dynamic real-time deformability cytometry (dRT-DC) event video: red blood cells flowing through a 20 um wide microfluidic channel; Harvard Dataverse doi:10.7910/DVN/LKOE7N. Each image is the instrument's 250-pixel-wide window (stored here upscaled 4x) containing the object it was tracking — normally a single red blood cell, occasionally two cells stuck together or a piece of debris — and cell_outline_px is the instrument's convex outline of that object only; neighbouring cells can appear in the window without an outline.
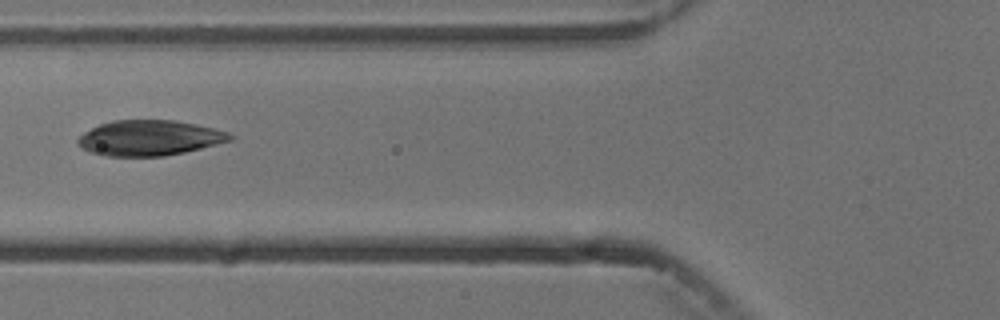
{"species": "common noctule bat (a hibernating species)", "species_latin": "Nyctalus noctula", "temperature_condition": "cold", "stored_images_in_passage": 6, "camera_frame_rate_fps": 3000, "um_per_image_px": 0.085, "animal": {"sex": "male", "body_mass_g": 13.3}, "frame": {"image": 1, "passage_image": 5, "time_ms": 5.333, "image_size_px": [1000, 320], "cell_outline_px": [[236, 136], [232, 140], [184, 152], [164, 156], [104, 156], [80, 148], [76, 144], [76, 140], [84, 132], [100, 124], [112, 120], [176, 120], [212, 128], [228, 132]], "centroid_in_image_um": [12.67, 11.72], "position_along_channel_um": 113.1, "area_um2": 31.33}}
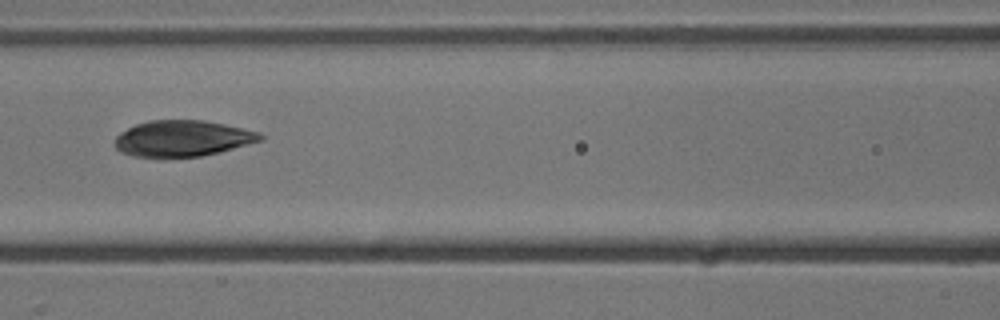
{"frame": {"image": 2, "passage_image": 6, "time_ms": 6.333, "image_size_px": [1000, 320], "cell_outline_px": [[264, 140], [220, 152], [200, 156], [160, 160], [132, 156], [120, 152], [112, 144], [112, 140], [120, 132], [136, 124], [148, 120], [204, 120], [224, 124], [260, 132], [264, 136]], "centroid_in_image_um": [15.45, 11.8], "position_along_channel_um": 151.1, "area_um2": 31.62}}